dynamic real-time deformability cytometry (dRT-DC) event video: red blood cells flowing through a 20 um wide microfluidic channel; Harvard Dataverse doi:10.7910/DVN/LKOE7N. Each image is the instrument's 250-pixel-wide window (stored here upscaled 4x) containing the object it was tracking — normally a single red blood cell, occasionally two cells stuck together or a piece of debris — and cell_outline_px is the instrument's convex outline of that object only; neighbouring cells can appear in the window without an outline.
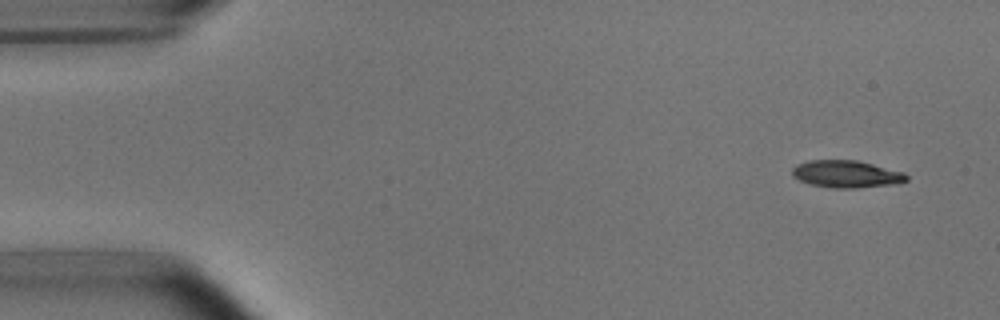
{"species": "common noctule bat (a hibernating species)", "species_latin": "Nyctalus noctula", "temperature_condition": "room temperature", "stored_images_in_passage": 6, "camera_frame_rate_fps": 3000, "um_per_image_px": 0.085, "animal": {"sex": "male", "body_mass_g": 15.6}, "frame": {"image": 1, "passage_image": 2, "time_ms": 1.0, "image_size_px": [1000, 320], "cell_outline_px": [[908, 180], [896, 184], [856, 188], [832, 188], [812, 184], [800, 180], [792, 176], [792, 168], [796, 164], [808, 160], [856, 160], [904, 172], [908, 176]], "centroid_in_image_um": [71.94, 14.79], "position_along_channel_um": 13.1, "area_um2": 18.15}}